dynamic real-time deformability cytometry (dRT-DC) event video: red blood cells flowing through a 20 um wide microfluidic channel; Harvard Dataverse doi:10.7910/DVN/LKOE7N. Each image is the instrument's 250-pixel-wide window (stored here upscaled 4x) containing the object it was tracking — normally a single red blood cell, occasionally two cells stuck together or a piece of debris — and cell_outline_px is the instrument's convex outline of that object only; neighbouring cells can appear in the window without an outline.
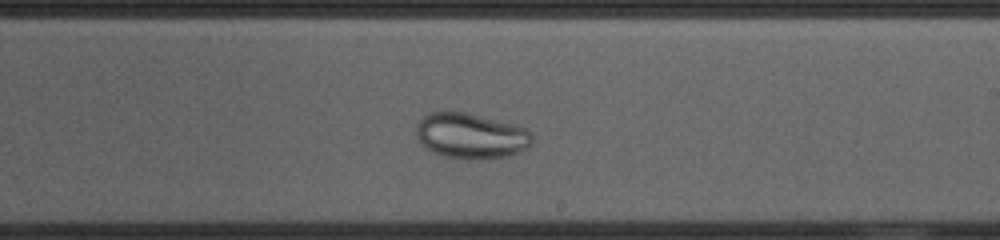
{"species": "common noctule bat (a hibernating species)", "species_latin": "Nyctalus noctula", "temperature_condition": "cold", "stored_images_in_passage": 40, "camera_frame_rate_fps": 3000, "um_per_image_px": 0.085, "animal": {"sex": "female", "body_mass_g": 23.0, "forearm_length_mm": 53.4}, "frame": {"image": 1, "passage_image": 17, "time_ms": 5.333, "image_size_px": [1000, 240], "cell_outline_px": [[532, 144], [528, 148], [520, 152], [508, 156], [468, 160], [464, 160], [444, 156], [432, 152], [416, 136], [416, 124], [428, 112], [448, 108], [528, 128], [532, 132]], "centroid_in_image_um": [40.02, 11.52], "position_along_channel_um": 249.0, "area_um2": 31.27}}
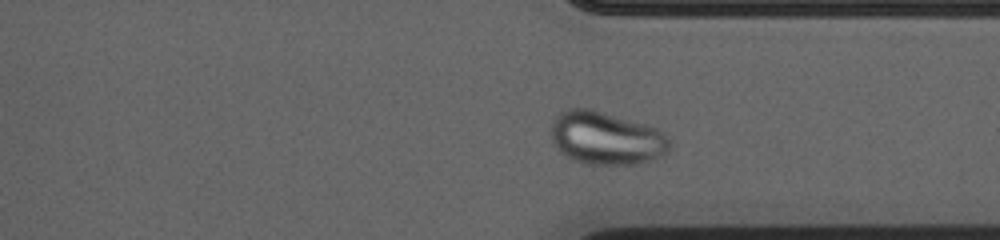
{"frame": {"image": 2, "passage_image": 26, "time_ms": 8.333, "image_size_px": [1000, 240], "cell_outline_px": [[668, 152], [664, 156], [652, 160], [636, 164], [588, 164], [572, 160], [552, 140], [552, 120], [560, 112], [568, 108], [592, 108], [644, 124], [656, 128], [664, 132], [668, 136]], "centroid_in_image_um": [51.55, 11.73], "position_along_channel_um": 359.8, "area_um2": 36.47}}
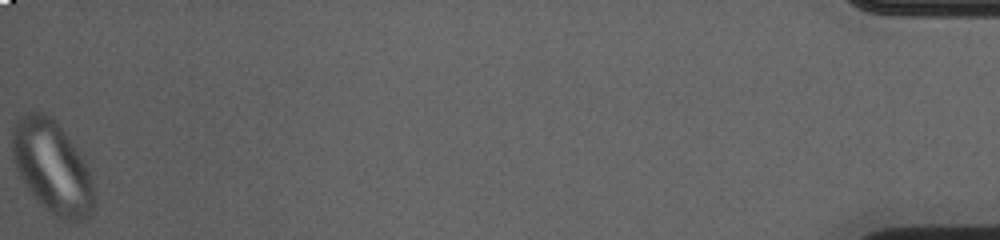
{"frame": {"image": 3, "passage_image": 40, "time_ms": 13.0, "image_size_px": [1000, 240], "cell_outline_px": [[92, 212], [84, 220], [76, 224], [60, 220], [52, 216], [40, 204], [28, 188], [20, 176], [16, 168], [12, 156], [12, 132], [16, 120], [20, 116], [28, 112], [40, 112], [48, 116], [64, 132], [80, 152], [88, 168], [92, 184]], "centroid_in_image_um": [4.42, 14.25], "position_along_channel_um": 430.8, "area_um2": 43.93}}